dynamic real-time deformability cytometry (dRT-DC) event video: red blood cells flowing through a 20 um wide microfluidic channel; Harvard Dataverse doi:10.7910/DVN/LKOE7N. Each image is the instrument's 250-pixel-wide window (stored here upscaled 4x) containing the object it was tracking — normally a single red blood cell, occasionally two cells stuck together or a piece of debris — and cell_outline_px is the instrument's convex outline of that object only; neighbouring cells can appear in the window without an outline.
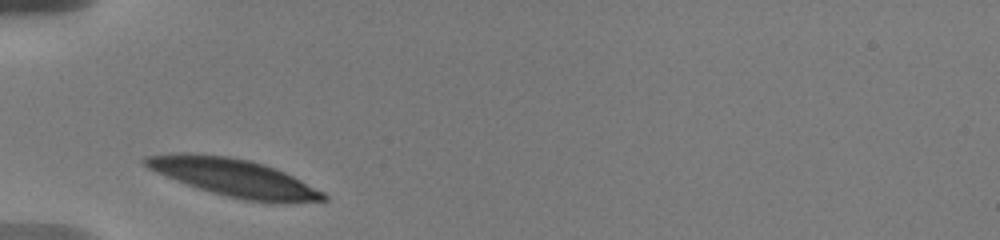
{"species": "human", "species_latin": "Homo sapiens", "temperature_condition": "warm", "stored_images_in_passage": 7, "camera_frame_rate_fps": 3000, "um_per_image_px": 0.085, "donor": {"sex": "male"}, "frame": {"image": 1, "passage_image": 1, "time_ms": 0.0, "image_size_px": [1000, 240], "cell_outline_px": [[328, 200], [292, 204], [272, 204], [244, 200], [212, 192], [176, 180], [156, 172], [148, 168], [140, 160], [144, 156], [172, 152], [192, 152], [228, 156], [248, 160], [264, 164], [284, 172], [324, 192], [328, 196]], "centroid_in_image_um": [19.9, 15.1], "position_along_channel_um": 65.1, "area_um2": 39.54}}